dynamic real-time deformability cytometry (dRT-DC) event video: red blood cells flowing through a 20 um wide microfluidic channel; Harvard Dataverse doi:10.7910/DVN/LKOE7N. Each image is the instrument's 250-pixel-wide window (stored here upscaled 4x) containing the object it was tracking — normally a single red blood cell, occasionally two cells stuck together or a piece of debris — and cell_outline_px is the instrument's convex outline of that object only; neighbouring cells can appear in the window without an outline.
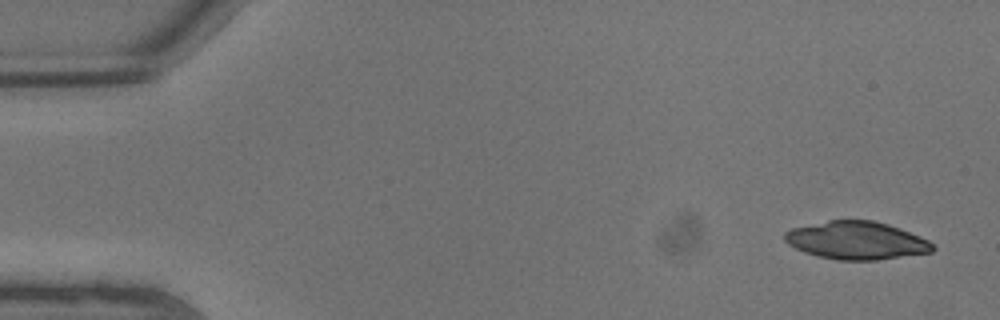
{"species": "common noctule bat (a hibernating species)", "species_latin": "Nyctalus noctula", "temperature_condition": "warm", "stored_images_in_passage": 6, "camera_frame_rate_fps": 3000, "um_per_image_px": 0.085, "animal": {"sex": "male", "body_mass_g": 13.3}, "frame": {"image": 1, "passage_image": 1, "time_ms": 0.0, "image_size_px": [1000, 320], "cell_outline_px": [[936, 248], [932, 252], [876, 260], [836, 260], [816, 256], [804, 252], [788, 244], [784, 240], [784, 232], [792, 228], [828, 220], [872, 220], [888, 224], [900, 228], [920, 236], [928, 240]], "centroid_in_image_um": [72.79, 20.44], "position_along_channel_um": 12.2, "area_um2": 32.77}}
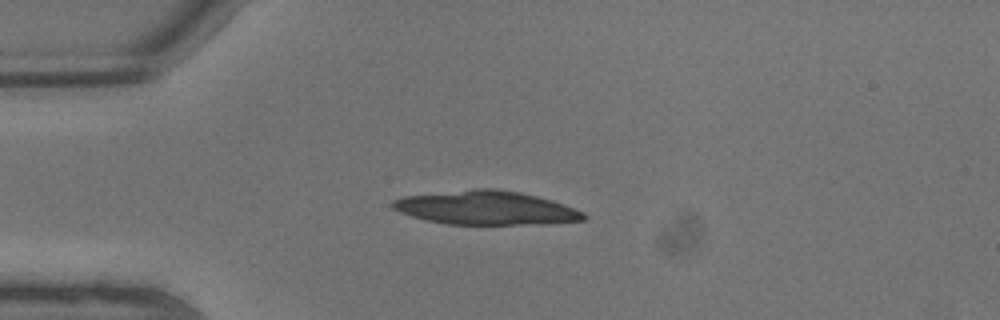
{"frame": {"image": 2, "passage_image": 5, "time_ms": 1.333, "image_size_px": [1000, 320], "cell_outline_px": [[588, 216], [584, 220], [540, 224], [448, 224], [424, 220], [400, 212], [392, 208], [392, 200], [404, 196], [476, 188], [492, 188], [520, 192], [552, 200], [584, 212]], "centroid_in_image_um": [41.3, 17.66], "position_along_channel_um": 43.7, "area_um2": 37.51}}